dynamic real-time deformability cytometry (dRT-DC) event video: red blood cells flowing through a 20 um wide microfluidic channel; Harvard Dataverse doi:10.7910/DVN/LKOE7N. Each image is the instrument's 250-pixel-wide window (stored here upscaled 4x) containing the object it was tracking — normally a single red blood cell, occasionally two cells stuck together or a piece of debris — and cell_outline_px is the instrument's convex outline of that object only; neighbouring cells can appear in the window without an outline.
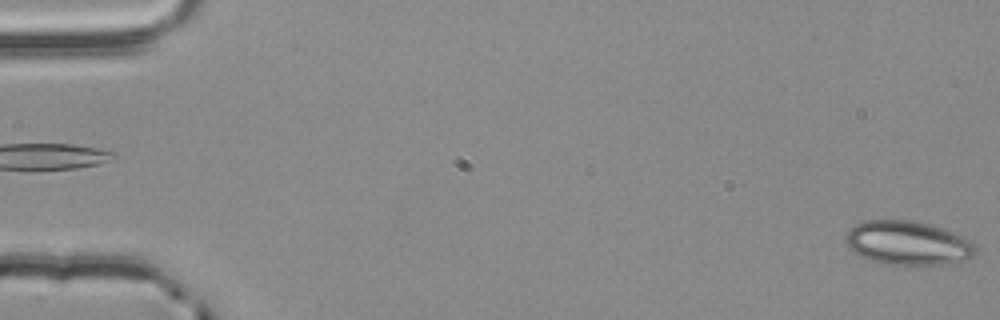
{"species": "common noctule bat (a hibernating species)", "species_latin": "Nyctalus noctula", "temperature_condition": "room temperature", "stored_images_in_passage": 4, "segment_of_instrument_passage": [2, 2], "camera_frame_rate_fps": 3000, "um_per_image_px": 0.085, "animal": {"sex": "male", "body_mass_g": 20.4}, "frame": {"image": 1, "passage_image": 4, "time_ms": 1.0, "image_size_px": [1000, 320], "cell_outline_px": [[976, 256], [968, 260], [948, 264], [916, 268], [884, 264], [868, 260], [860, 256], [848, 248], [848, 232], [856, 224], [864, 220], [912, 220], [928, 224], [952, 232], [968, 240], [976, 248]], "centroid_in_image_um": [77.2, 20.72], "position_along_channel_um": 7.8, "area_um2": 33.93}}